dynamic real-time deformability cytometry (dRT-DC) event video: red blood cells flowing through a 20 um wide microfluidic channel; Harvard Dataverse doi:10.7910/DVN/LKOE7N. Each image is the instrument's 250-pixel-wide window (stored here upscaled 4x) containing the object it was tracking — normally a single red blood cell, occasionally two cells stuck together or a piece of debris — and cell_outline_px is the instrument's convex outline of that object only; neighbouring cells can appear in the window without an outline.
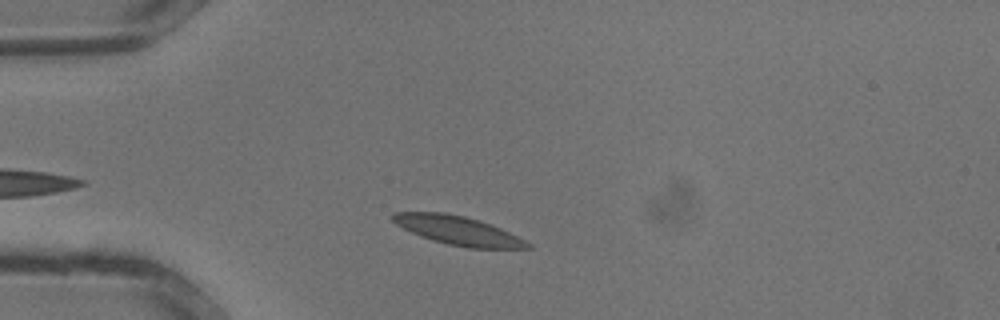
{"species": "common noctule bat (a hibernating species)", "species_latin": "Nyctalus noctula", "temperature_condition": "warm", "stored_images_in_passage": 24, "camera_frame_rate_fps": 3000, "um_per_image_px": 0.085, "animal": {"sex": "male", "body_mass_g": 13.3}, "frame": {"image": 1, "passage_image": 3, "time_ms": 0.667, "image_size_px": [1000, 320], "cell_outline_px": [[532, 248], [468, 248], [448, 244], [432, 240], [420, 236], [396, 224], [392, 220], [392, 212], [444, 212], [464, 216], [500, 228], [532, 244]], "centroid_in_image_um": [38.9, 19.59], "position_along_channel_um": 46.1, "area_um2": 22.25}}
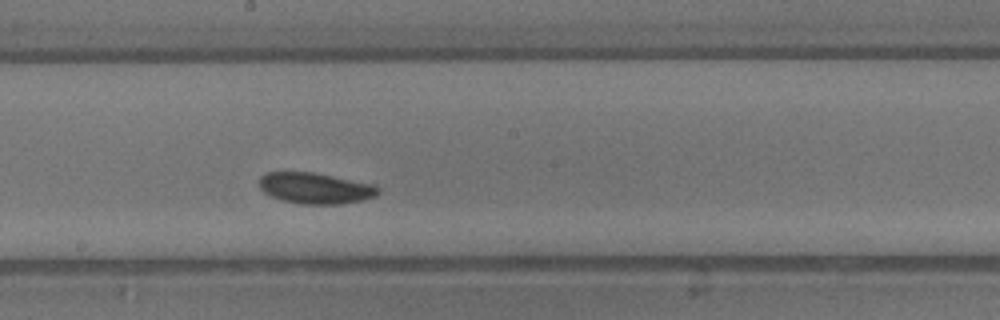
{"frame": {"image": 2, "passage_image": 13, "time_ms": 4.0, "image_size_px": [1000, 320], "cell_outline_px": [[380, 192], [376, 196], [364, 200], [340, 204], [300, 204], [280, 200], [264, 192], [260, 188], [260, 176], [264, 172], [312, 172], [376, 184], [380, 188]], "centroid_in_image_um": [26.84, 16.0], "position_along_channel_um": 221.4, "area_um2": 21.73}}
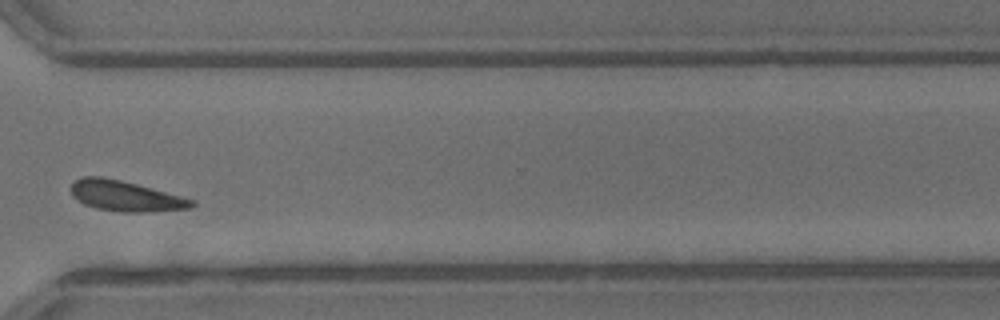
{"frame": {"image": 3, "passage_image": 20, "time_ms": 6.333, "image_size_px": [1000, 320], "cell_outline_px": [[196, 204], [188, 208], [148, 212], [120, 212], [96, 208], [84, 204], [76, 200], [72, 196], [72, 184], [76, 180], [84, 176], [100, 176], [120, 180], [136, 184], [196, 200]], "centroid_in_image_um": [10.65, 16.67], "position_along_channel_um": 359.9, "area_um2": 21.27}}